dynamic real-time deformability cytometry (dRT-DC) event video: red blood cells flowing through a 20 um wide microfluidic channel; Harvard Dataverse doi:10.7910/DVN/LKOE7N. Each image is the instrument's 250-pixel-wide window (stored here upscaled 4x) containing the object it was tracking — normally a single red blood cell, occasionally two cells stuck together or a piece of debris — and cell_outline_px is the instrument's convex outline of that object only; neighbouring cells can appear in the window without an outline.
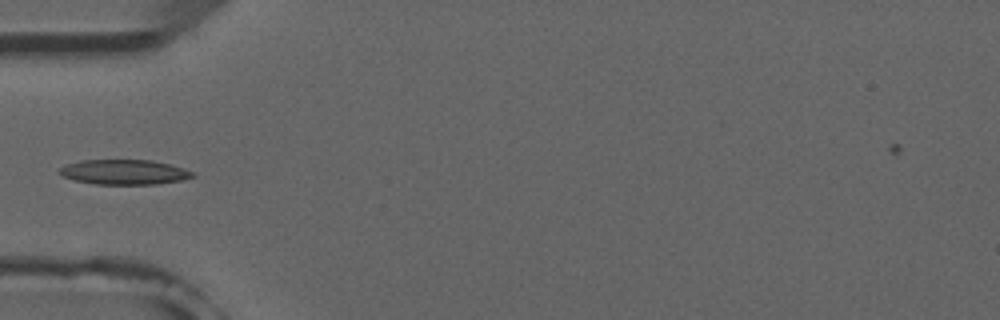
{"species": "common noctule bat (a hibernating species)", "species_latin": "Nyctalus noctula", "temperature_condition": "room temperature", "stored_images_in_passage": 5, "camera_frame_rate_fps": 3000, "um_per_image_px": 0.085, "animal": {"sex": "male", "forearm_length_mm": 52.5}, "frame": {"image": 1, "passage_image": 4, "time_ms": 4.0, "image_size_px": [1000, 320], "cell_outline_px": [[196, 176], [180, 180], [156, 184], [96, 184], [76, 180], [64, 176], [56, 172], [60, 168], [68, 164], [80, 160], [152, 160], [184, 168], [196, 172]], "centroid_in_image_um": [10.59, 14.62], "position_along_channel_um": 74.4, "area_um2": 19.25}}
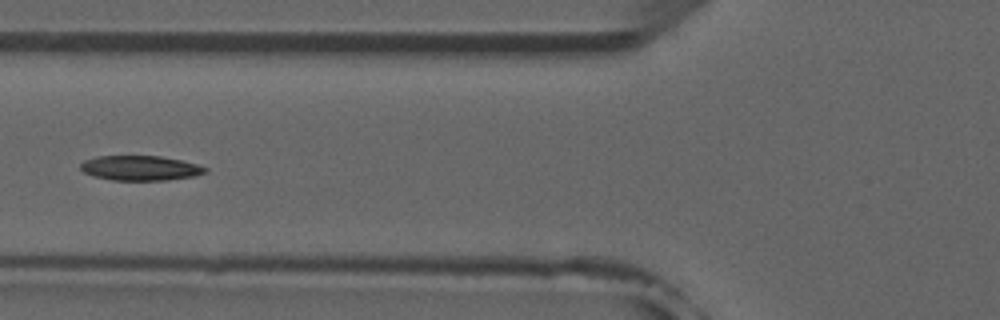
{"frame": {"image": 2, "passage_image": 5, "time_ms": 5.0, "image_size_px": [1000, 320], "cell_outline_px": [[208, 172], [196, 176], [168, 180], [112, 180], [96, 176], [84, 172], [80, 168], [80, 164], [84, 160], [96, 156], [160, 156], [180, 160], [196, 164], [208, 168]], "centroid_in_image_um": [11.95, 14.28], "position_along_channel_um": 113.8, "area_um2": 18.03}}